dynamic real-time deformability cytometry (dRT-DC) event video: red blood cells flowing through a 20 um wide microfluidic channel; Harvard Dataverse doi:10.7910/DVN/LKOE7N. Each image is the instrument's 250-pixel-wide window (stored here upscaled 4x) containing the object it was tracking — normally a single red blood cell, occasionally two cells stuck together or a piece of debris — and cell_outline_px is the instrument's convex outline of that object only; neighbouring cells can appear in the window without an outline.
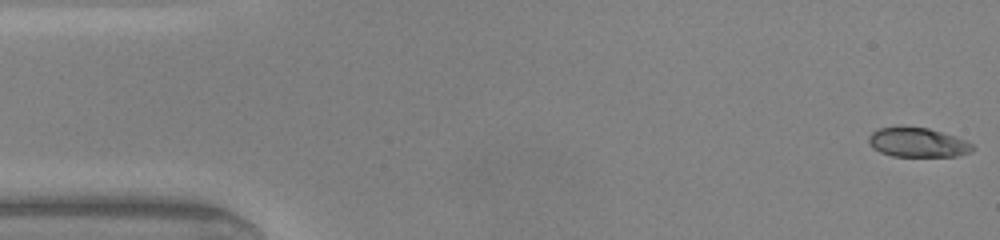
{"species": "common noctule bat (a hibernating species)", "species_latin": "Nyctalus noctula", "temperature_condition": "warm", "stored_images_in_passage": 47, "camera_frame_rate_fps": 3000, "um_per_image_px": 0.085, "animal": {"sex": "male", "body_mass_g": 20.0, "forearm_length_mm": 53.3}, "frame": {"image": 1, "passage_image": 1, "time_ms": 0.0, "image_size_px": [1000, 240], "cell_outline_px": [[976, 148], [972, 152], [956, 156], [892, 156], [880, 152], [872, 148], [868, 140], [868, 136], [872, 132], [880, 128], [928, 128], [964, 140], [972, 144]], "centroid_in_image_um": [78.0, 12.14], "position_along_channel_um": 7.0, "area_um2": 17.4}}
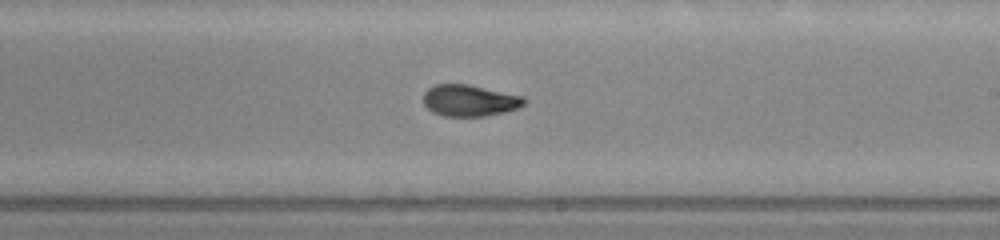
{"frame": {"image": 2, "passage_image": 27, "time_ms": 8.667, "image_size_px": [1000, 240], "cell_outline_px": [[528, 100], [524, 104], [516, 108], [504, 112], [484, 116], [444, 116], [432, 112], [424, 104], [424, 92], [428, 88], [436, 84], [468, 84], [524, 96]], "centroid_in_image_um": [39.92, 8.54], "position_along_channel_um": 249.1, "area_um2": 18.5}}
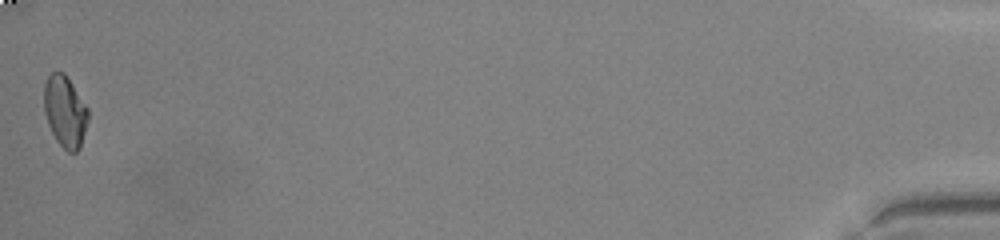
{"frame": {"image": 3, "passage_image": 47, "time_ms": 15.333, "image_size_px": [1000, 240], "cell_outline_px": [[88, 120], [80, 148], [76, 152], [68, 152], [56, 140], [48, 124], [44, 112], [44, 84], [48, 76], [52, 72], [64, 72], [88, 108]], "centroid_in_image_um": [5.52, 9.47], "position_along_channel_um": 429.7, "area_um2": 18.26}, "authors_computed_cell_mechanics": {"area_um2": 18.496, "velocity_mm_per_s": 4.2589, "shape_relaxation_time_tau1_ms": 8.317, "shape_relaxation_time_tau2_ms": 1.0485, "deformation_change_tau1": 0.2352, "deformation_change_tau2": 0.0485}}